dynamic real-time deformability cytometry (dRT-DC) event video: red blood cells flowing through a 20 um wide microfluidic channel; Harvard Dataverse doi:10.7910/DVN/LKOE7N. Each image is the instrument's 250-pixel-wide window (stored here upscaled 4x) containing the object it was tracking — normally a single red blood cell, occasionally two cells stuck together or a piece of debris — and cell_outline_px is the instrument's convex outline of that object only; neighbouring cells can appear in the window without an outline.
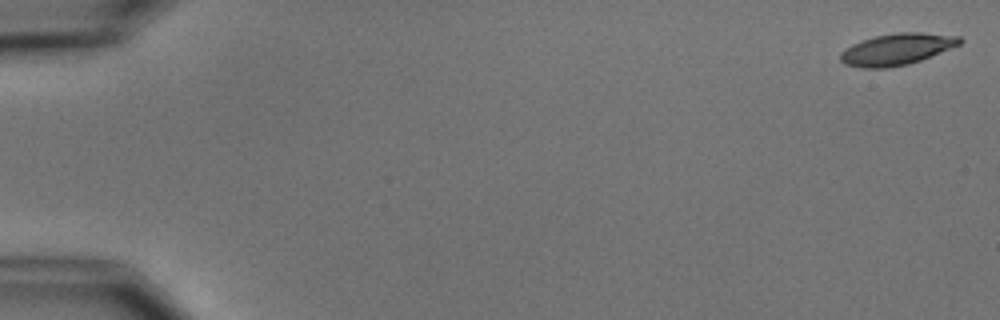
{"species": "common noctule bat (a hibernating species)", "species_latin": "Nyctalus noctula", "temperature_condition": "cold", "stored_images_in_passage": 7, "camera_frame_rate_fps": 3000, "um_per_image_px": 0.085, "animal": {"sex": "male", "body_mass_g": 15.6}, "frame": {"image": 1, "passage_image": 1, "time_ms": 0.0, "image_size_px": [1000, 320], "cell_outline_px": [[964, 40], [960, 44], [920, 60], [908, 64], [888, 68], [860, 68], [844, 64], [840, 60], [840, 52], [852, 44], [876, 36], [896, 32], [920, 32], [960, 36]], "centroid_in_image_um": [76.22, 4.19], "position_along_channel_um": 8.8, "area_um2": 21.85}}
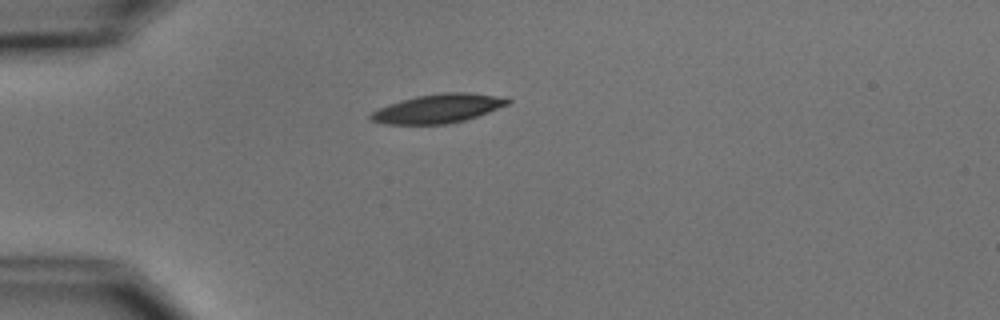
{"frame": {"image": 2, "passage_image": 4, "time_ms": 4.667, "image_size_px": [1000, 320], "cell_outline_px": [[512, 100], [508, 104], [488, 112], [464, 120], [448, 124], [384, 124], [372, 120], [368, 116], [372, 112], [380, 108], [400, 100], [416, 96], [440, 92], [468, 92], [508, 96]], "centroid_in_image_um": [37.29, 9.2], "position_along_channel_um": 47.7, "area_um2": 23.18}}